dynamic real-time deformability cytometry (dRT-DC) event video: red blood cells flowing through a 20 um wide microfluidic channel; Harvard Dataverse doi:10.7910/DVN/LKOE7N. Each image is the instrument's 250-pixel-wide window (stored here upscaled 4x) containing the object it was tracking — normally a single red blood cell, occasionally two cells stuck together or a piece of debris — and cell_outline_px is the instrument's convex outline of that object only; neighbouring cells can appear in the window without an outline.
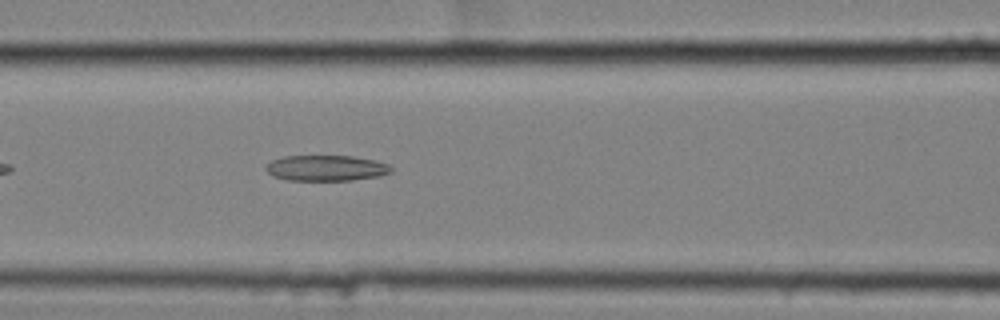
{"species": "common noctule bat (a hibernating species)", "species_latin": "Nyctalus noctula", "temperature_condition": "cold", "stored_images_in_passage": 43, "camera_frame_rate_fps": 3000, "um_per_image_px": 0.085, "animal": {"sex": "female", "body_mass_g": 25.1}, "frame": {"image": 1, "passage_image": 11, "time_ms": 3.333, "image_size_px": [1000, 320], "cell_outline_px": [[392, 172], [380, 176], [352, 180], [288, 180], [272, 176], [264, 168], [272, 160], [284, 156], [352, 156], [376, 160], [388, 164], [392, 168]], "centroid_in_image_um": [27.74, 14.28], "position_along_channel_um": 138.9, "area_um2": 18.79}}
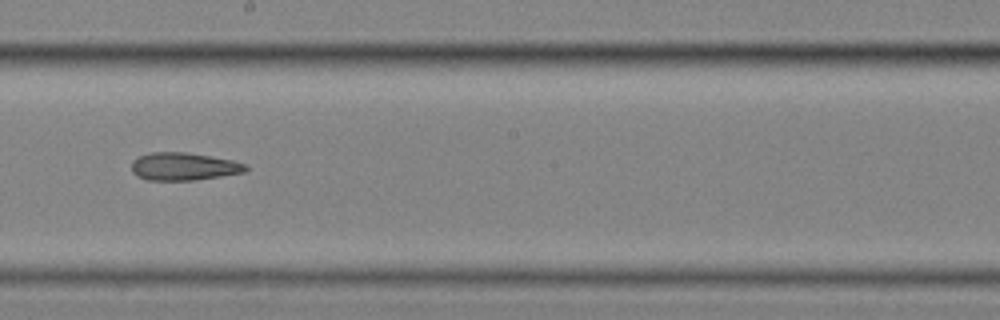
{"frame": {"image": 2, "passage_image": 19, "time_ms": 6.0, "image_size_px": [1000, 320], "cell_outline_px": [[248, 168], [244, 172], [220, 176], [192, 180], [148, 180], [136, 176], [132, 172], [132, 160], [136, 156], [152, 152], [184, 152], [232, 160], [248, 164]], "centroid_in_image_um": [15.57, 14.15], "position_along_channel_um": 232.6, "area_um2": 18.44}}
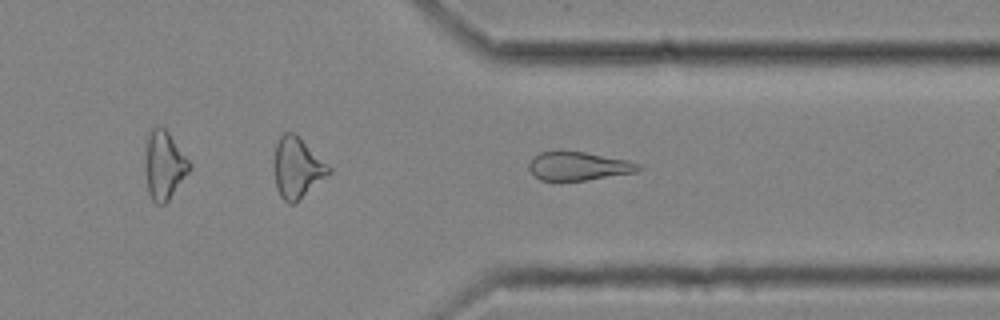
{"frame": {"image": 3, "passage_image": 30, "time_ms": 9.667, "image_size_px": [1000, 320], "cell_outline_px": [[640, 168], [636, 172], [584, 180], [540, 180], [528, 168], [528, 164], [532, 156], [540, 152], [560, 148], [584, 152], [628, 160], [640, 164]], "centroid_in_image_um": [49.1, 14.07], "position_along_channel_um": 362.3, "area_um2": 18.5}, "authors_computed_cell_mechanics": {"area_um2": 19.1318, "velocity_mm_per_s": 3.5207, "shape_relaxation_time_tau1_ms": null, "shape_relaxation_time_tau2_ms": 5.3294, "deformation_change_tau1": null, "deformation_change_tau2": 0.1532}}